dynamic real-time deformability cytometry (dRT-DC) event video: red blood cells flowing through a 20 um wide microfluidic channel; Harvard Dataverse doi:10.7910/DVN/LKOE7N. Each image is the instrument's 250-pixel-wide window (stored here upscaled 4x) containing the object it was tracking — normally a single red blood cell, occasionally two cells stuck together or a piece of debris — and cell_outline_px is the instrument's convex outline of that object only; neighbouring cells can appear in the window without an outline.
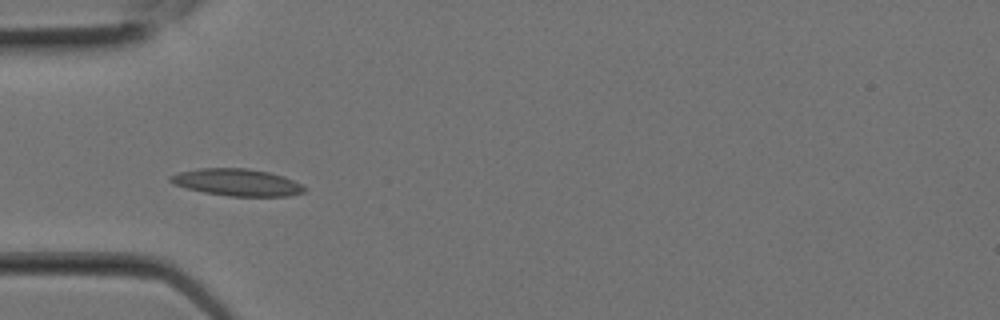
{"species": "Egyptian fruit bat (a non-hibernating species)", "species_latin": "Rousettus aegyptiacus", "temperature_condition": "room temperature", "stored_images_in_passage": 2, "camera_frame_rate_fps": 3000, "um_per_image_px": 0.085, "animal": {"sex": "female"}, "frame": {"image": 1, "passage_image": 2, "time_ms": 0.333, "image_size_px": [1000, 320], "cell_outline_px": [[308, 192], [288, 196], [228, 196], [204, 192], [188, 188], [176, 184], [168, 180], [168, 176], [180, 172], [200, 168], [248, 168], [268, 172], [284, 176], [308, 188]], "centroid_in_image_um": [20.2, 15.5], "position_along_channel_um": 64.8, "area_um2": 21.1}}